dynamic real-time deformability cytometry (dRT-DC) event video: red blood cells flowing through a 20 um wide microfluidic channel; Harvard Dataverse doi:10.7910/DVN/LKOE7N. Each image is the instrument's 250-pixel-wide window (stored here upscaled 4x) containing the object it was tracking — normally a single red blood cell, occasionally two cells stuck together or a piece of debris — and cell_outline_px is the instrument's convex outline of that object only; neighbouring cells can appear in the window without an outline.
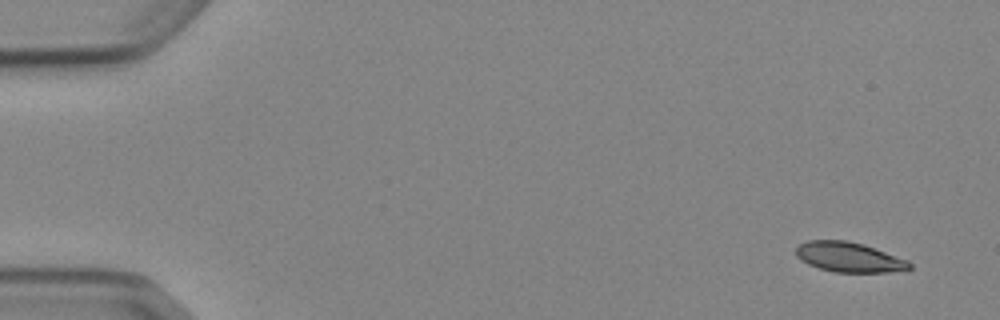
{"species": "Egyptian fruit bat (a non-hibernating species)", "species_latin": "Rousettus aegyptiacus", "temperature_condition": "cold", "stored_images_in_passage": 6, "camera_frame_rate_fps": 3000, "um_per_image_px": 0.085, "animal": {"sex": "female"}, "frame": {"image": 1, "passage_image": 1, "time_ms": 0.0, "image_size_px": [1000, 320], "cell_outline_px": [[912, 268], [888, 272], [832, 272], [808, 264], [800, 260], [796, 256], [796, 248], [800, 244], [808, 240], [848, 240], [864, 244], [908, 260], [912, 264]], "centroid_in_image_um": [72.16, 21.85], "position_along_channel_um": 12.8, "area_um2": 19.83}}
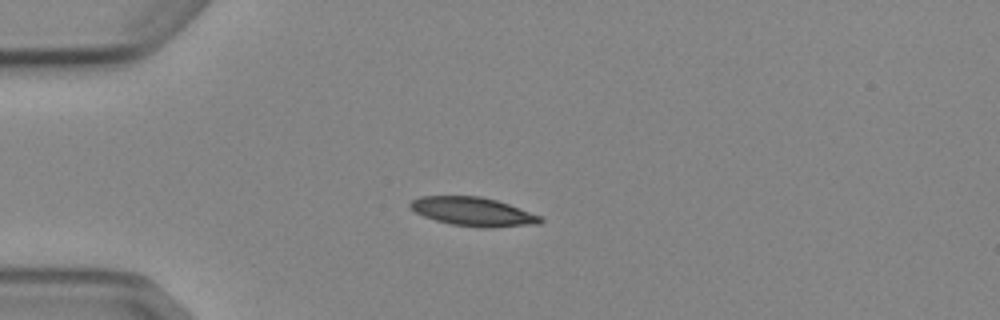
{"frame": {"image": 2, "passage_image": 4, "time_ms": 3.667, "image_size_px": [1000, 320], "cell_outline_px": [[544, 220], [540, 224], [492, 228], [480, 228], [452, 224], [436, 220], [424, 216], [408, 208], [408, 204], [412, 200], [420, 196], [480, 196], [496, 200], [508, 204], [540, 216]], "centroid_in_image_um": [40.2, 18.0], "position_along_channel_um": 44.8, "area_um2": 21.85}}
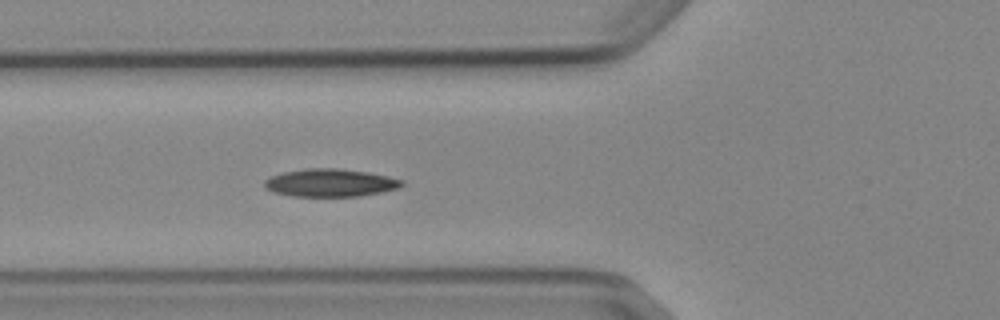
{"frame": {"image": 3, "passage_image": 6, "time_ms": 5.667, "image_size_px": [1000, 320], "cell_outline_px": [[404, 184], [400, 188], [360, 196], [292, 196], [272, 192], [264, 188], [264, 180], [272, 176], [284, 172], [304, 168], [340, 168], [368, 172], [388, 176], [404, 180]], "centroid_in_image_um": [28.08, 15.53], "position_along_channel_um": 97.7, "area_um2": 22.43}}